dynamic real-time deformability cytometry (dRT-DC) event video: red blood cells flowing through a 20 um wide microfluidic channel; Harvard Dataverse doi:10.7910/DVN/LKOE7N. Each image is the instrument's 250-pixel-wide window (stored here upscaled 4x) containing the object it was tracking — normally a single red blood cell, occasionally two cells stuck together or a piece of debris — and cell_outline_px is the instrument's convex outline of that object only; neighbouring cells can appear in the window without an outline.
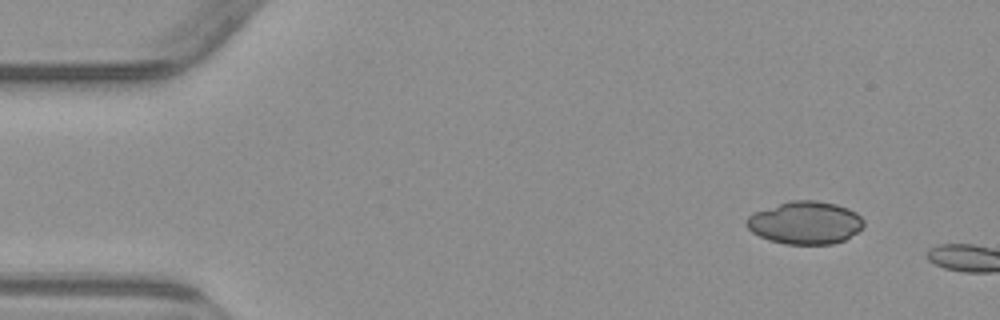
{"species": "common noctule bat (a hibernating species)", "species_latin": "Nyctalus noctula", "temperature_condition": "warm", "stored_images_in_passage": 2, "camera_frame_rate_fps": 3000, "um_per_image_px": 0.085, "animal": {"sex": "male", "body_mass_g": 23.1, "forearm_length_mm": 52.7}, "frame": {"image": 1, "passage_image": 1, "time_ms": 0.0, "image_size_px": [1000, 320], "cell_outline_px": [[864, 224], [856, 232], [844, 240], [832, 244], [784, 244], [768, 240], [752, 232], [744, 224], [744, 220], [752, 212], [792, 200], [816, 200], [836, 204], [848, 208], [856, 212], [864, 220]], "centroid_in_image_um": [68.4, 18.93], "position_along_channel_um": 16.6, "area_um2": 29.3}}